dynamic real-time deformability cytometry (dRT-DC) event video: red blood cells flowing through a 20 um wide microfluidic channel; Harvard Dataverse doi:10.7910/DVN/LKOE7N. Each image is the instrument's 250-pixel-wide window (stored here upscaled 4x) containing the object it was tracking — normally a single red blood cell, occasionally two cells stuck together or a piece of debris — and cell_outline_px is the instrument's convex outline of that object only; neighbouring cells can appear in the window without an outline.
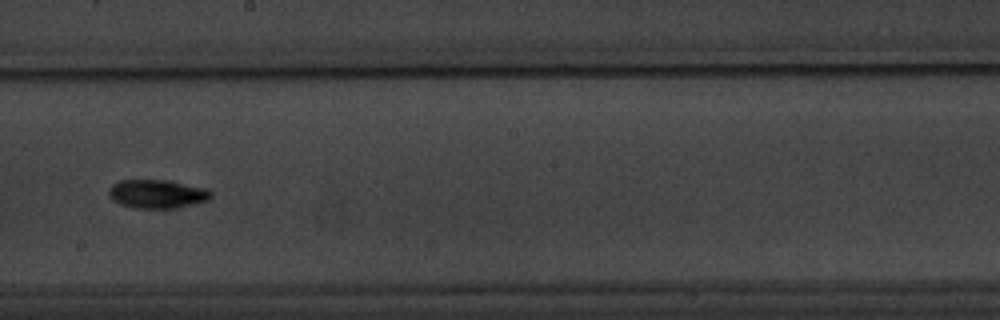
{"species": "common noctule bat (a hibernating species)", "species_latin": "Nyctalus noctula", "temperature_condition": "warm", "stored_images_in_passage": 14, "camera_frame_rate_fps": 3000, "um_per_image_px": 0.085, "animal": {"sex": "male", "body_mass_g": 20.1, "forearm_length_mm": 53.5}, "frame": {"image": 1, "passage_image": 8, "time_ms": 9.0, "image_size_px": [1000, 320], "cell_outline_px": [[212, 196], [208, 200], [196, 204], [176, 208], [132, 208], [120, 204], [112, 200], [108, 196], [108, 188], [112, 184], [120, 180], [164, 180], [208, 188], [212, 192]], "centroid_in_image_um": [13.34, 16.49], "position_along_channel_um": 234.9, "area_um2": 17.28}}
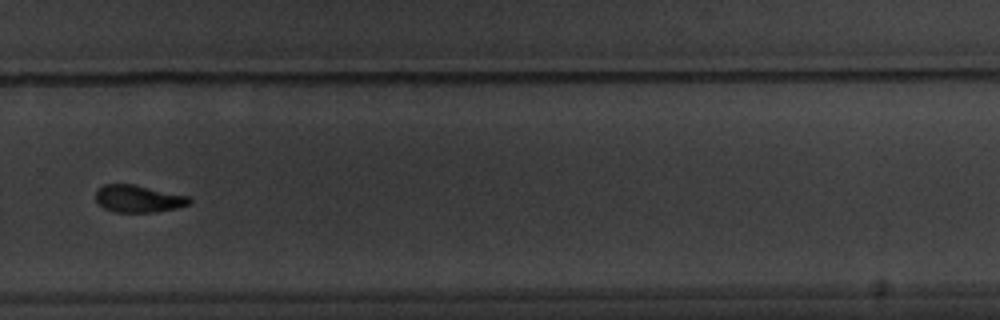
{"frame": {"image": 2, "passage_image": 10, "time_ms": 11.333, "image_size_px": [1000, 320], "cell_outline_px": [[192, 204], [176, 208], [156, 212], [116, 212], [104, 208], [96, 200], [96, 192], [104, 184], [132, 184], [188, 196], [192, 200]], "centroid_in_image_um": [11.79, 16.9], "position_along_channel_um": 318.0, "area_um2": 14.74}}
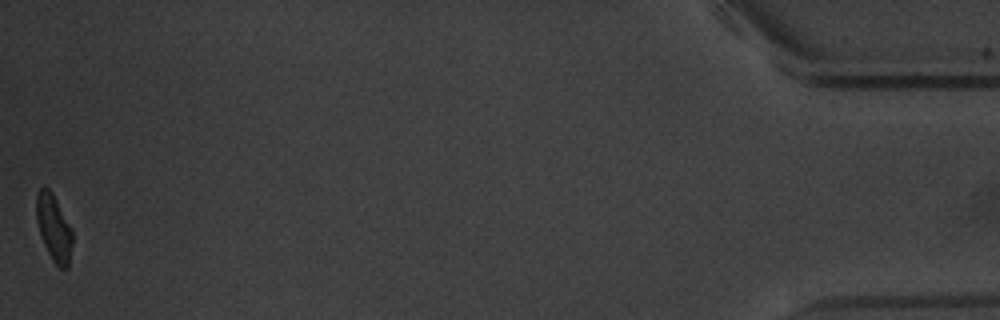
{"frame": {"image": 3, "passage_image": 14, "time_ms": 17.0, "image_size_px": [1000, 320], "cell_outline_px": [[72, 244], [68, 268], [60, 268], [52, 260], [40, 236], [36, 220], [36, 192], [40, 188], [48, 188], [52, 192], [72, 228]], "centroid_in_image_um": [4.56, 19.36], "position_along_channel_um": 430.6, "area_um2": 14.05}, "authors_computed_cell_mechanics": {"area_um2": 16.0973, "velocity_mm_per_s": 3.5823, "shape_relaxation_time_tau1_ms": 1.4848, "shape_relaxation_time_tau2_ms": 2.0005, "deformation_change_tau1": 0.1322, "deformation_change_tau2": 0.0854}}